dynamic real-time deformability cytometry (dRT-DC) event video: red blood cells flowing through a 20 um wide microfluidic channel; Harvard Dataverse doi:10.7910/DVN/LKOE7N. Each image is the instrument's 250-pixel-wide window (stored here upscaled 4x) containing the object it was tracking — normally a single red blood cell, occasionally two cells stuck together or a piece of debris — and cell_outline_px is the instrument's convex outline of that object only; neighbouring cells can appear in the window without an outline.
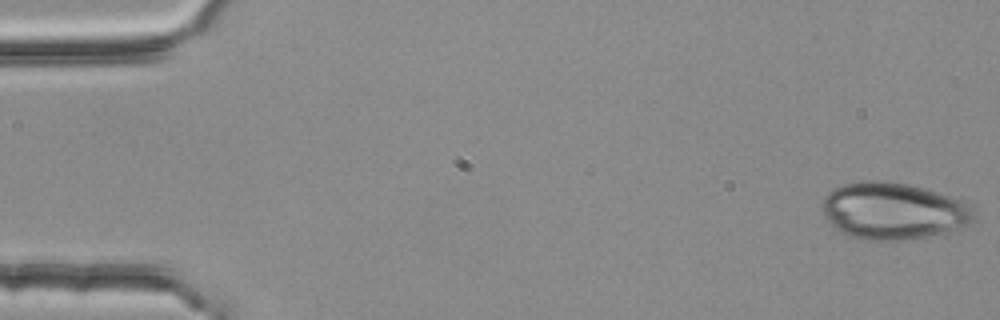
{"species": "common noctule bat (a hibernating species)", "species_latin": "Nyctalus noctula", "temperature_condition": "room temperature", "stored_images_in_passage": 53, "camera_frame_rate_fps": 3000, "um_per_image_px": 0.085, "animal": {"sex": "female", "body_mass_g": 25.1}, "frame": {"image": 1, "passage_image": 1, "time_ms": 0.0, "image_size_px": [1000, 320], "cell_outline_px": [[972, 220], [968, 224], [948, 232], [928, 236], [904, 240], [864, 240], [848, 236], [840, 232], [824, 216], [824, 196], [832, 188], [844, 184], [860, 180], [888, 180], [908, 184], [936, 192], [972, 204]], "centroid_in_image_um": [75.9, 17.92], "position_along_channel_um": 9.1, "area_um2": 50.23}}
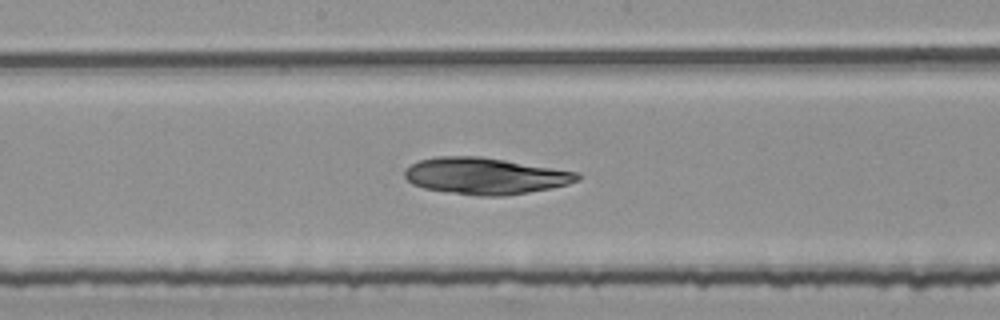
{"frame": {"image": 2, "passage_image": 28, "time_ms": 9.0, "image_size_px": [1000, 320], "cell_outline_px": [[580, 180], [568, 184], [552, 188], [528, 192], [500, 196], [476, 196], [444, 192], [424, 188], [412, 184], [404, 176], [404, 172], [412, 164], [420, 160], [440, 156], [480, 156], [580, 172]], "centroid_in_image_um": [41.26, 14.96], "position_along_channel_um": 206.9, "area_um2": 36.82}}
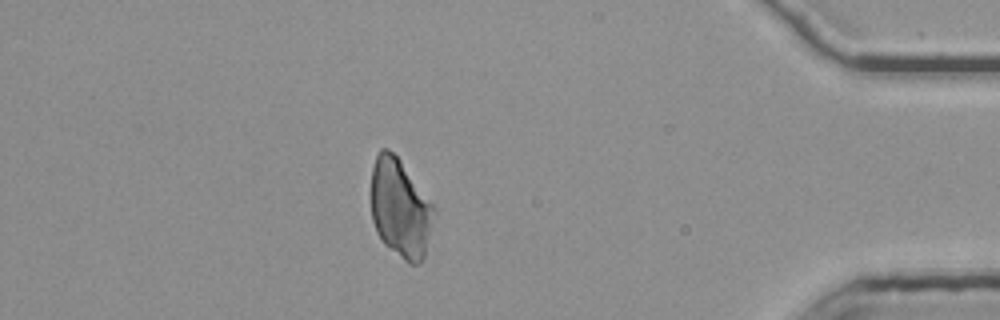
{"frame": {"image": 3, "passage_image": 47, "time_ms": 15.333, "image_size_px": [1000, 320], "cell_outline_px": [[436, 212], [424, 256], [420, 264], [408, 264], [388, 248], [384, 244], [376, 232], [372, 220], [372, 168], [376, 156], [380, 148], [388, 148], [400, 160], [436, 208]], "centroid_in_image_um": [34.03, 17.74], "position_along_channel_um": 401.2, "area_um2": 36.24}}